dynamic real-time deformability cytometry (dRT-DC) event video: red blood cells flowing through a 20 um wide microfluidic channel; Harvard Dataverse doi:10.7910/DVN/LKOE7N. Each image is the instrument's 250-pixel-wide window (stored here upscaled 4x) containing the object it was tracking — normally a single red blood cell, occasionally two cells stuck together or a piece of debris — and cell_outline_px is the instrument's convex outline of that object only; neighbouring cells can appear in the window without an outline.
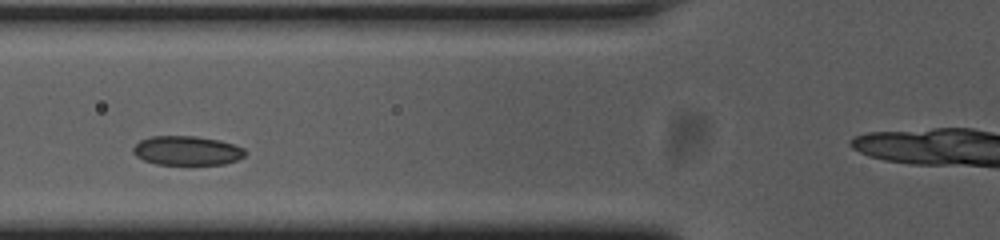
{"species": "common noctule bat (a hibernating species)", "species_latin": "Nyctalus noctula", "temperature_condition": "cold", "stored_images_in_passage": 29, "camera_frame_rate_fps": 3000, "um_per_image_px": 0.085, "animal": {"sex": "female", "body_mass_g": 23.0, "forearm_length_mm": 53.4}, "frame": {"image": 1, "passage_image": 7, "time_ms": 2.0, "image_size_px": [1000, 240], "cell_outline_px": [[248, 152], [240, 160], [224, 164], [156, 164], [144, 160], [136, 156], [132, 152], [132, 148], [140, 140], [152, 136], [196, 136], [220, 140], [244, 148]], "centroid_in_image_um": [15.92, 12.8], "position_along_channel_um": 109.9, "area_um2": 19.19}}
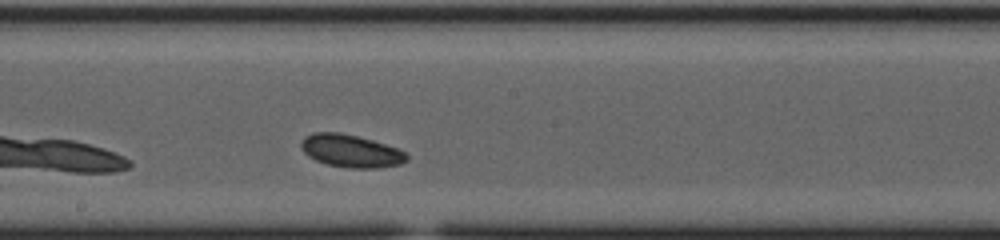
{"frame": {"image": 2, "passage_image": 16, "time_ms": 5.0, "image_size_px": [1000, 240], "cell_outline_px": [[408, 160], [400, 164], [376, 168], [348, 168], [328, 164], [316, 160], [308, 156], [304, 152], [300, 144], [304, 136], [312, 132], [340, 132], [372, 140], [396, 148], [404, 152], [408, 156]], "centroid_in_image_um": [29.79, 12.82], "position_along_channel_um": 218.4, "area_um2": 20.0}}
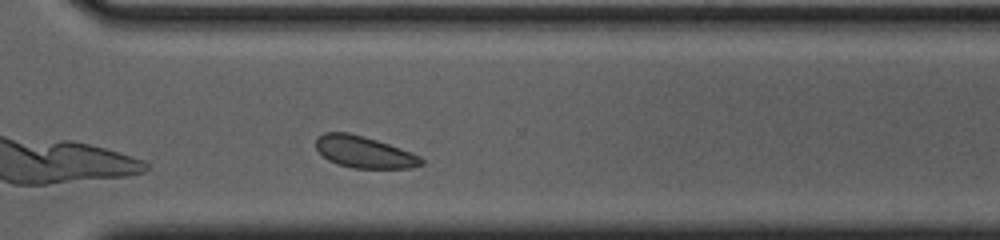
{"frame": {"image": 3, "passage_image": 26, "time_ms": 8.333, "image_size_px": [1000, 240], "cell_outline_px": [[424, 164], [412, 168], [352, 168], [336, 164], [328, 160], [316, 148], [316, 140], [324, 132], [348, 132], [364, 136], [412, 152], [420, 156], [424, 160]], "centroid_in_image_um": [30.97, 12.93], "position_along_channel_um": 339.6, "area_um2": 19.48}, "authors_computed_cell_mechanics": {"area_um2": 19.4786, "velocity_mm_per_s": 3.6311, "shape_relaxation_time_tau1_ms": 1.3731, "shape_relaxation_time_tau2_ms": null, "deformation_change_tau1": 0.0418, "deformation_change_tau2": null}}